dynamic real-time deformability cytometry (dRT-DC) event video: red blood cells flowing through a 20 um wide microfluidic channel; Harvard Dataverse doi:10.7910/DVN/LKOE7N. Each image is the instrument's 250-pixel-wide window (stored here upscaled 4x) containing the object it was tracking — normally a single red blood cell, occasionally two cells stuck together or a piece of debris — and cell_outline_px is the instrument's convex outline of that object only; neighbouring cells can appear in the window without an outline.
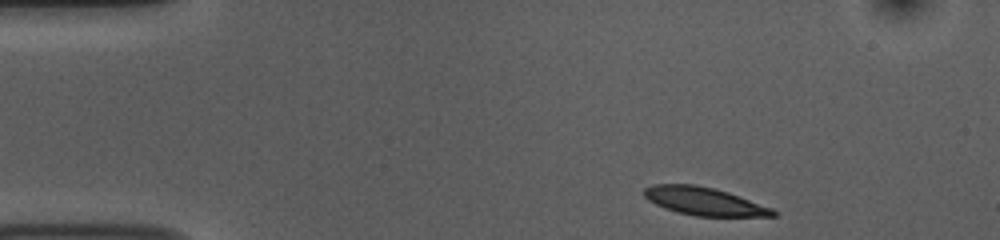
{"species": "common noctule bat (a hibernating species)", "species_latin": "Nyctalus noctula", "temperature_condition": "room temperature", "stored_images_in_passage": 47, "camera_frame_rate_fps": 3000, "um_per_image_px": 0.085, "animal": {"sex": "female", "body_mass_g": 10.0, "forearm_length_mm": 53.1}, "frame": {"image": 1, "passage_image": 1, "time_ms": 0.0, "image_size_px": [1000, 240], "cell_outline_px": [[780, 212], [776, 216], [696, 216], [664, 208], [648, 200], [644, 196], [644, 188], [652, 184], [696, 184], [728, 192], [772, 208]], "centroid_in_image_um": [59.86, 17.1], "position_along_channel_um": 25.1, "area_um2": 20.92}}
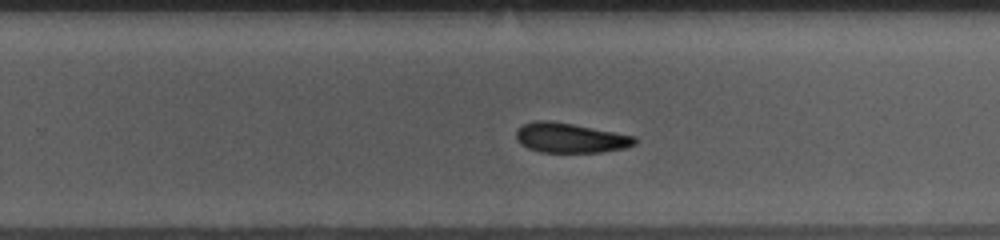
{"frame": {"image": 2, "passage_image": 27, "time_ms": 8.667, "image_size_px": [1000, 240], "cell_outline_px": [[636, 144], [624, 148], [600, 152], [540, 152], [528, 148], [520, 144], [516, 140], [516, 128], [532, 120], [548, 120], [572, 124], [636, 136]], "centroid_in_image_um": [48.43, 11.71], "position_along_channel_um": 281.4, "area_um2": 20.63}}
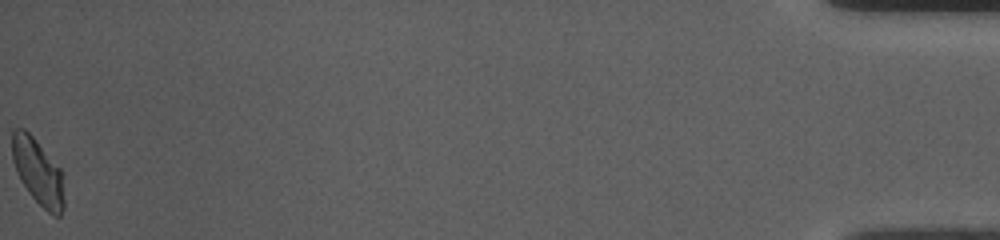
{"frame": {"image": 3, "passage_image": 47, "time_ms": 15.333, "image_size_px": [1000, 240], "cell_outline_px": [[64, 208], [60, 216], [52, 216], [28, 192], [20, 180], [16, 172], [12, 160], [12, 132], [16, 128], [24, 128], [36, 140], [60, 168], [64, 200]], "centroid_in_image_um": [3.21, 14.61], "position_along_channel_um": 432.0, "area_um2": 19.83}, "authors_computed_cell_mechanics": {"area_um2": 21.1548, "velocity_mm_per_s": 3.723, "shape_relaxation_time_tau1_ms": 4.0528, "shape_relaxation_time_tau2_ms": 6.0001, "deformation_change_tau1": 0.1457, "deformation_change_tau2": 0.1427}}